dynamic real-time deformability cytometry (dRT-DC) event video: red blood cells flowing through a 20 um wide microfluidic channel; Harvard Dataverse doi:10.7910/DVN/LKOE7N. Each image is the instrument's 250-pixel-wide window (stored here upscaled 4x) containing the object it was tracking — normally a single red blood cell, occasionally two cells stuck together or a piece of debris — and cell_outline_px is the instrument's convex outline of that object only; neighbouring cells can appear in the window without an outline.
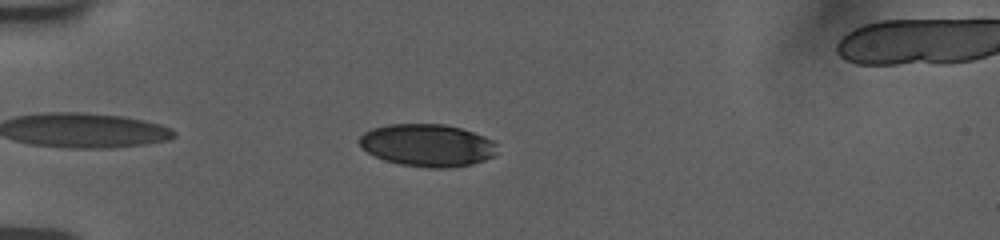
{"species": "human", "species_latin": "Homo sapiens", "temperature_condition": "room temperature", "stored_images_in_passage": 40, "camera_frame_rate_fps": 3000, "um_per_image_px": 0.085, "donor": {"sex": "female"}, "frame": {"image": 1, "passage_image": 6, "time_ms": 1.667, "image_size_px": [1000, 240], "cell_outline_px": [[496, 156], [472, 164], [448, 168], [428, 168], [400, 164], [384, 160], [368, 152], [356, 140], [364, 132], [372, 128], [388, 124], [444, 124], [460, 128], [484, 136], [492, 140], [496, 144]], "centroid_in_image_um": [36.33, 12.35], "position_along_channel_um": 48.7, "area_um2": 34.16}}
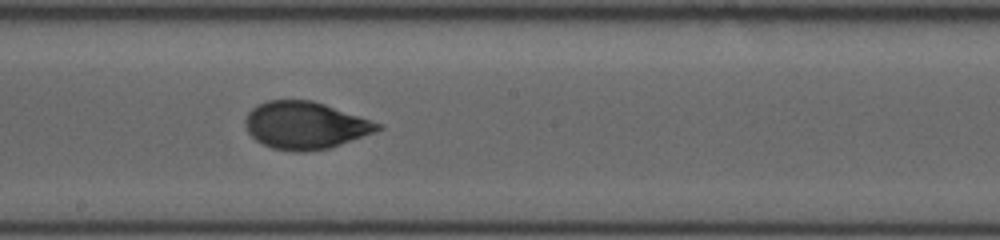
{"frame": {"image": 2, "passage_image": 22, "time_ms": 7.0, "image_size_px": [1000, 240], "cell_outline_px": [[384, 128], [328, 148], [308, 152], [292, 152], [272, 148], [256, 140], [248, 132], [244, 124], [244, 120], [248, 112], [256, 104], [268, 100], [312, 100], [384, 124]], "centroid_in_image_um": [25.92, 10.65], "position_along_channel_um": 222.3, "area_um2": 36.47}}
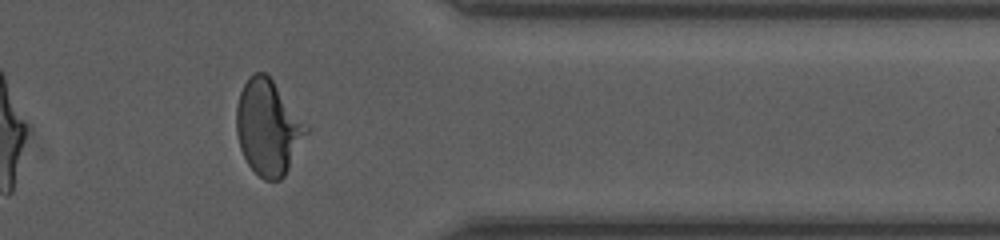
{"frame": {"image": 3, "passage_image": 36, "time_ms": 11.667, "image_size_px": [1000, 240], "cell_outline_px": [[312, 128], [284, 176], [280, 180], [264, 180], [248, 164], [240, 148], [236, 132], [236, 104], [240, 92], [248, 76], [252, 72], [264, 72], [272, 80]], "centroid_in_image_um": [22.82, 10.82], "position_along_channel_um": 388.6, "area_um2": 39.13}, "authors_computed_cell_mechanics": {"area_um2": 36.4429, "velocity_mm_per_s": 3.7639, "shape_relaxation_time_tau1_ms": 3.8628, "shape_relaxation_time_tau2_ms": 0.7184, "deformation_change_tau1": 0.16, "deformation_change_tau2": 0.0496}}